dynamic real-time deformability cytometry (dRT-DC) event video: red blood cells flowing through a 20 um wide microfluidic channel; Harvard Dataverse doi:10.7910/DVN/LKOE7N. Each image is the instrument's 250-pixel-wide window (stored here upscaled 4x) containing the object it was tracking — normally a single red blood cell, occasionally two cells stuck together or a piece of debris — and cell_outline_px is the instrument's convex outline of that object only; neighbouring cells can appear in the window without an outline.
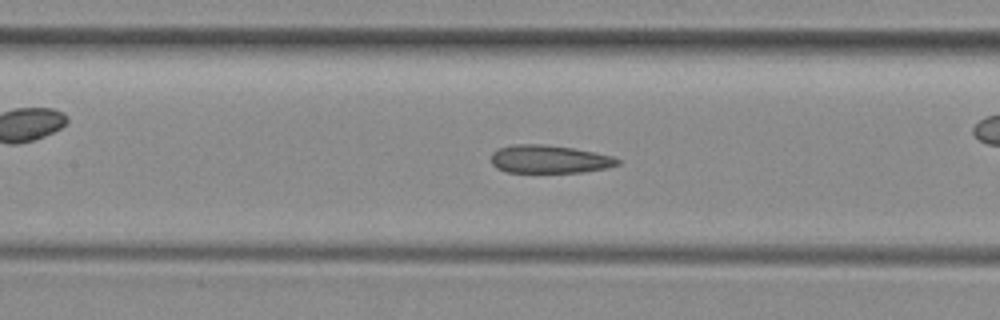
{"species": "common noctule bat (a hibernating species)", "species_latin": "Nyctalus noctula", "temperature_condition": "room temperature", "stored_images_in_passage": 51, "camera_frame_rate_fps": 3000, "um_per_image_px": 0.085, "animal": {"sex": "female", "body_mass_g": 29.2, "forearm_length_mm": 56.3}, "frame": {"image": 1, "passage_image": 22, "time_ms": 7.0, "image_size_px": [1000, 320], "cell_outline_px": [[620, 164], [604, 168], [584, 172], [508, 172], [496, 168], [492, 164], [492, 152], [496, 148], [512, 144], [544, 144], [572, 148], [612, 156], [620, 160]], "centroid_in_image_um": [46.64, 13.52], "position_along_channel_um": 160.8, "area_um2": 20.63}, "authors_computed_cell_mechanics": {"area_um2": 22.0218, "velocity_mm_per_s": 3.9852, "shape_relaxation_time_tau1_ms": null, "shape_relaxation_time_tau2_ms": 4.5227, "deformation_change_tau1": null, "deformation_change_tau2": 0.1293}}